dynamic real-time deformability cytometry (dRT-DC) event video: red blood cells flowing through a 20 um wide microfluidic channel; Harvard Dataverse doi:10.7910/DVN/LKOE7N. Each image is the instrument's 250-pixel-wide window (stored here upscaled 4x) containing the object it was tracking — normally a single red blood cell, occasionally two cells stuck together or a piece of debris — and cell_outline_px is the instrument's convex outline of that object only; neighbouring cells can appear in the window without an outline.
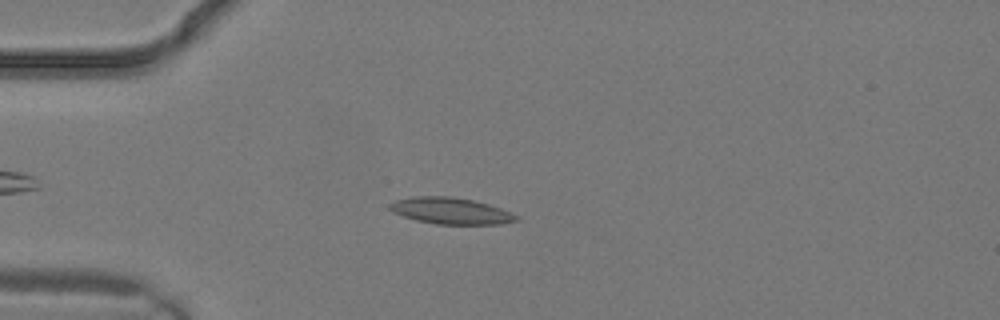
{"species": "common noctule bat (a hibernating species)", "species_latin": "Nyctalus noctula", "temperature_condition": "warm", "stored_images_in_passage": 3, "camera_frame_rate_fps": 3000, "um_per_image_px": 0.085, "animal": {"sex": "male", "body_mass_g": 19.2, "forearm_length_mm": 51.8}, "frame": {"image": 1, "passage_image": 3, "time_ms": 0.667, "image_size_px": [1000, 320], "cell_outline_px": [[520, 220], [500, 224], [436, 224], [416, 220], [392, 212], [388, 208], [388, 204], [396, 200], [412, 196], [448, 196], [472, 200], [488, 204], [500, 208], [520, 216]], "centroid_in_image_um": [38.31, 17.92], "position_along_channel_um": 46.7, "area_um2": 19.54}}